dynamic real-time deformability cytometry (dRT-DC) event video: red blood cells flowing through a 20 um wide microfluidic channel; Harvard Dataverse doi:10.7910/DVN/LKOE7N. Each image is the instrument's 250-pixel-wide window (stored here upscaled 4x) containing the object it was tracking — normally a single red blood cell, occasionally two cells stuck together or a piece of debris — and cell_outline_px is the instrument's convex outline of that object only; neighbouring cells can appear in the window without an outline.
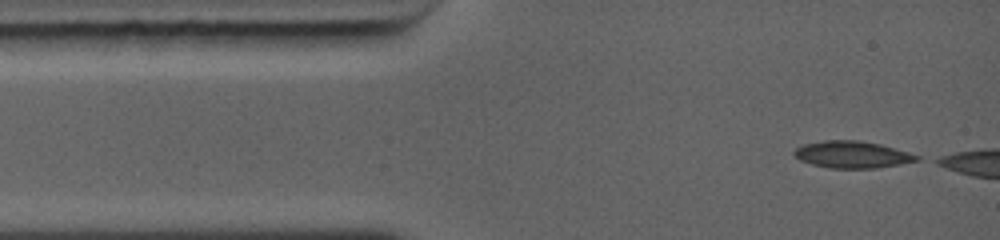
{"species": "common noctule bat (a hibernating species)", "species_latin": "Nyctalus noctula", "temperature_condition": "warm", "stored_images_in_passage": 9, "camera_frame_rate_fps": 5000, "um_per_image_px": 0.085, "animal": {"sex": "female", "body_mass_g": 19.0, "forearm_length_mm": 56.7}, "frame": {"image": 1, "passage_image": 1, "time_ms": 0.0, "image_size_px": [1000, 240], "cell_outline_px": [[920, 160], [900, 164], [876, 168], [832, 168], [812, 164], [800, 160], [792, 152], [796, 148], [804, 144], [824, 140], [860, 140], [880, 144], [908, 152], [920, 156]], "centroid_in_image_um": [72.44, 13.13], "position_along_channel_um": 12.6, "area_um2": 19.13}}